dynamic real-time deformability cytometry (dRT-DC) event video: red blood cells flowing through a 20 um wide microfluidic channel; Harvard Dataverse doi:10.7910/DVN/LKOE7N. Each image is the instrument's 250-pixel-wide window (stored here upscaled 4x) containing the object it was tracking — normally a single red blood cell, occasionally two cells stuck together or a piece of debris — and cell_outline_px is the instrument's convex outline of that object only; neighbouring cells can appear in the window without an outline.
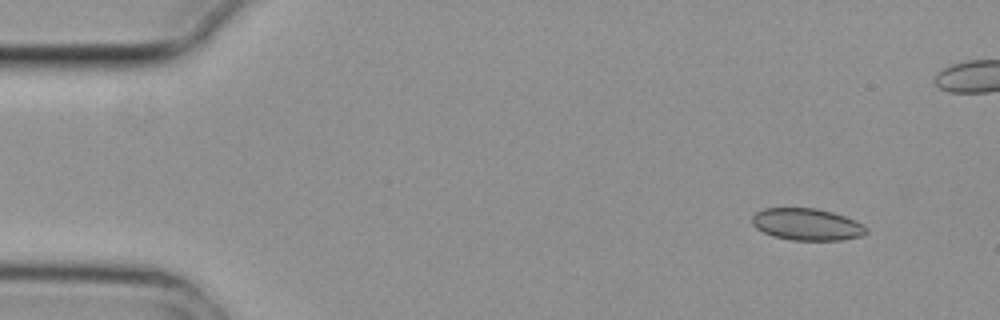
{"species": "common noctule bat (a hibernating species)", "species_latin": "Nyctalus noctula", "temperature_condition": "cold", "stored_images_in_passage": 5, "camera_frame_rate_fps": 3000, "um_per_image_px": 0.085, "animal": {"sex": "female", "body_mass_g": 29.2, "forearm_length_mm": 56.3}, "frame": {"image": 1, "passage_image": 1, "time_ms": 0.0, "image_size_px": [1000, 320], "cell_outline_px": [[868, 232], [860, 236], [840, 240], [792, 240], [772, 236], [756, 228], [752, 224], [752, 216], [756, 212], [764, 208], [816, 208], [832, 212], [856, 220], [864, 224], [868, 228]], "centroid_in_image_um": [68.6, 19.07], "position_along_channel_um": 16.4, "area_um2": 21.33}}